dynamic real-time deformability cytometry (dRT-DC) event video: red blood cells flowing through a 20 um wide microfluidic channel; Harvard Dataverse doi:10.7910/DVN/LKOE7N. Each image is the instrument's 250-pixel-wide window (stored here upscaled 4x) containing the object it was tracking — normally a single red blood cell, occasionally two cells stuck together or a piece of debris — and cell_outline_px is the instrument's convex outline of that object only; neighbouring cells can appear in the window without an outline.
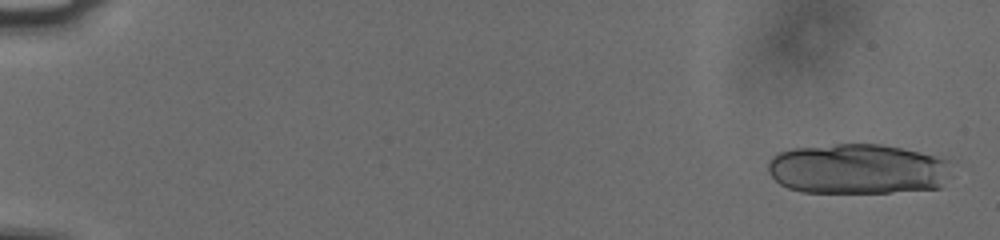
{"species": "human", "species_latin": "Homo sapiens", "temperature_condition": "cold", "stored_images_in_passage": 27, "camera_frame_rate_fps": 3000, "um_per_image_px": 0.085, "donor": {"sex": "male"}, "frame": {"image": 1, "passage_image": 2, "time_ms": 0.333, "image_size_px": [1000, 240], "cell_outline_px": [[948, 160], [940, 188], [888, 192], [804, 192], [788, 188], [780, 184], [768, 172], [768, 160], [776, 152], [792, 148], [836, 144], [880, 144], [920, 152], [936, 156]], "centroid_in_image_um": [72.78, 14.35], "position_along_channel_um": 12.2, "area_um2": 53.29}}
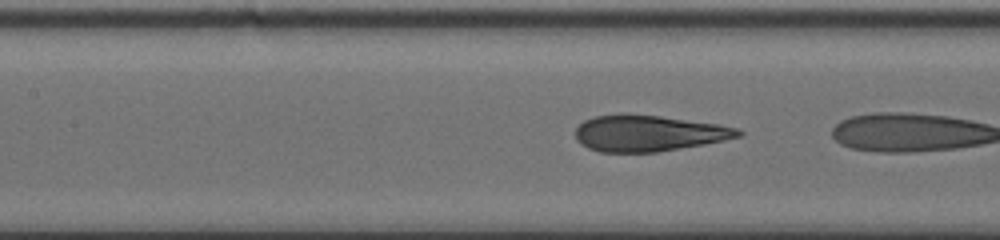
{"frame": {"image": 2, "passage_image": 26, "time_ms": 8.333, "image_size_px": [1000, 240], "cell_outline_px": [[744, 132], [740, 136], [724, 140], [704, 144], [656, 152], [600, 152], [588, 148], [580, 144], [576, 140], [576, 128], [584, 120], [592, 116], [628, 112], [660, 116], [720, 124], [740, 128]], "centroid_in_image_um": [55.1, 11.3], "position_along_channel_um": 152.3, "area_um2": 34.74}}